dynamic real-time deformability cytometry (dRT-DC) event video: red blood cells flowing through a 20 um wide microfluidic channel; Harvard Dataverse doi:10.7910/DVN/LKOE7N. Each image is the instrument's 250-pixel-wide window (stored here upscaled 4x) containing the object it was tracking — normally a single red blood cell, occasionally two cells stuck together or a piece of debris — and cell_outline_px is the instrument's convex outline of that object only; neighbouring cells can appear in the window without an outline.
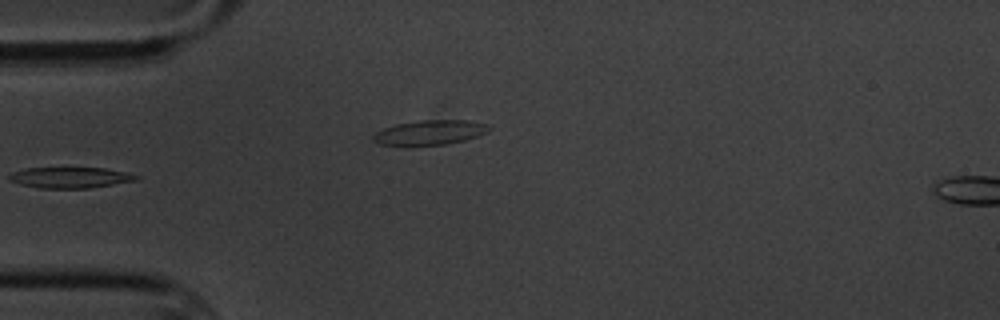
{"species": "common noctule bat (a hibernating species)", "species_latin": "Nyctalus noctula", "temperature_condition": "cold", "stored_images_in_passage": 6, "camera_frame_rate_fps": 3000, "um_per_image_px": 0.085, "animal": {"sex": "male", "body_mass_g": 20.1, "forearm_length_mm": 53.5}, "frame": {"image": 1, "passage_image": 6, "time_ms": 5.667, "image_size_px": [1000, 320], "cell_outline_px": [[492, 128], [488, 132], [464, 140], [444, 144], [404, 148], [380, 144], [372, 140], [372, 136], [376, 132], [384, 128], [396, 124], [420, 120], [468, 120], [488, 124]], "centroid_in_image_um": [36.48, 11.29], "position_along_channel_um": 48.5, "area_um2": 17.22}}